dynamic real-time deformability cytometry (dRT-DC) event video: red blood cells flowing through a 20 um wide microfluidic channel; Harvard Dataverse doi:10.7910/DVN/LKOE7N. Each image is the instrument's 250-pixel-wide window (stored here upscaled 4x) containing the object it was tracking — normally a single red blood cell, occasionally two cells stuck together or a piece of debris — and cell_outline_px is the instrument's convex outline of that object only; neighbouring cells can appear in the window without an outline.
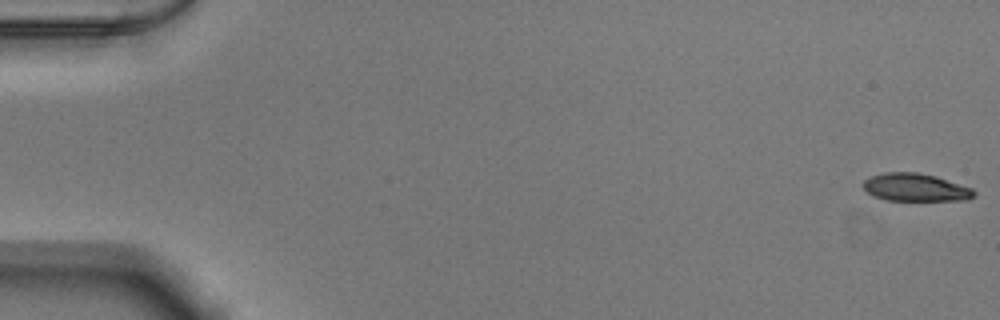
{"species": "Egyptian fruit bat (a non-hibernating species)", "species_latin": "Rousettus aegyptiacus", "temperature_condition": "warm", "stored_images_in_passage": 17, "camera_frame_rate_fps": 3000, "um_per_image_px": 0.085, "animal": {"sex": "male"}, "frame": {"image": 1, "passage_image": 1, "time_ms": 0.0, "image_size_px": [1000, 320], "cell_outline_px": [[976, 196], [968, 200], [884, 200], [872, 196], [864, 188], [864, 180], [872, 176], [884, 172], [916, 172], [936, 176], [972, 188], [976, 192]], "centroid_in_image_um": [77.84, 15.93], "position_along_channel_um": 7.2, "area_um2": 17.98}}
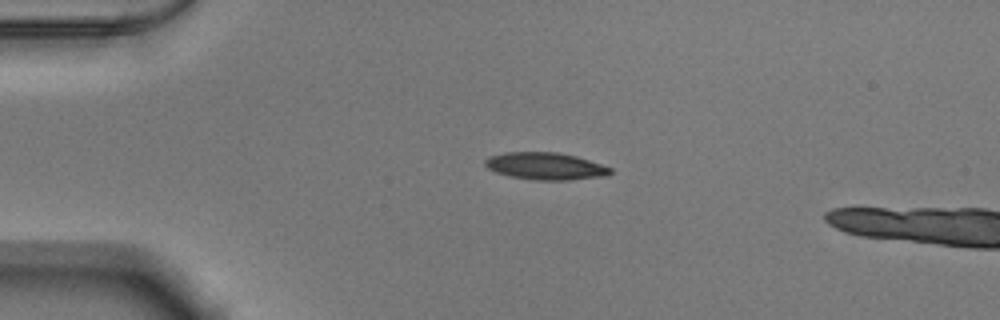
{"frame": {"image": 2, "passage_image": 13, "time_ms": 4.0, "image_size_px": [1000, 320], "cell_outline_px": [[612, 172], [608, 176], [568, 180], [536, 180], [508, 176], [496, 172], [488, 168], [484, 164], [484, 160], [492, 156], [504, 152], [556, 152], [576, 156], [612, 168]], "centroid_in_image_um": [46.37, 14.13], "position_along_channel_um": 38.6, "area_um2": 19.83}}